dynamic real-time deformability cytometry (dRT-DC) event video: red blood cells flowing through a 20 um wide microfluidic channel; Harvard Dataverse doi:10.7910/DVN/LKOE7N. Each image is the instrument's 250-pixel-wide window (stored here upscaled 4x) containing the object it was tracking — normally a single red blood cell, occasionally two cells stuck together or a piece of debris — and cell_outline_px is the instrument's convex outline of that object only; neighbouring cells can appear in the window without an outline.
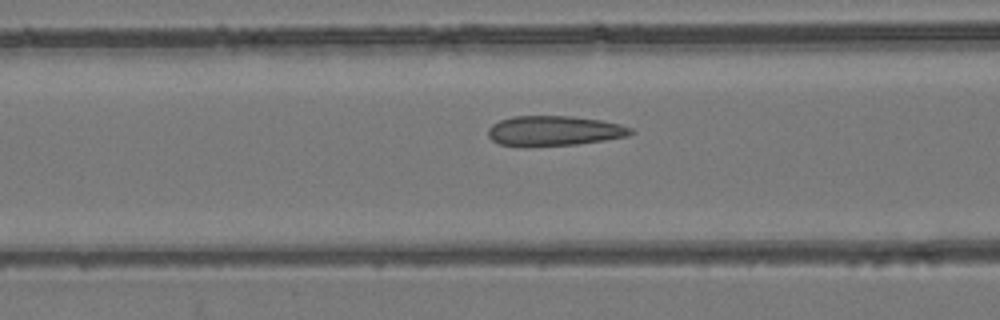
{"species": "common noctule bat (a hibernating species)", "species_latin": "Nyctalus noctula", "temperature_condition": "room temperature", "stored_images_in_passage": 32, "camera_frame_rate_fps": 3000, "um_per_image_px": 0.085, "animal": {"sex": "female", "body_mass_g": 24.6, "forearm_length_mm": 56.2}, "frame": {"image": 1, "passage_image": 10, "time_ms": 3.0, "image_size_px": [1000, 320], "cell_outline_px": [[636, 132], [628, 136], [604, 140], [576, 144], [528, 148], [500, 144], [492, 140], [488, 136], [488, 128], [492, 124], [500, 120], [512, 116], [572, 116], [600, 120], [620, 124], [632, 128]], "centroid_in_image_um": [47.08, 11.14], "position_along_channel_um": 119.5, "area_um2": 25.37}}
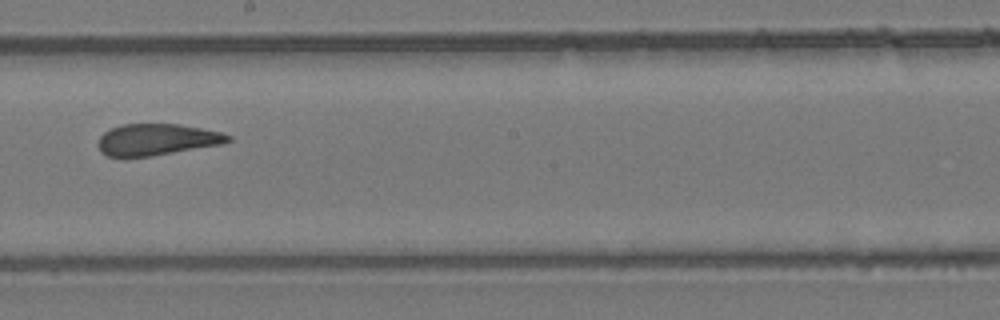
{"frame": {"image": 2, "passage_image": 19, "time_ms": 6.0, "image_size_px": [1000, 320], "cell_outline_px": [[232, 140], [224, 144], [152, 156], [108, 156], [100, 152], [96, 144], [100, 136], [104, 132], [112, 128], [124, 124], [180, 124], [220, 132], [232, 136]], "centroid_in_image_um": [13.34, 11.86], "position_along_channel_um": 234.9, "area_um2": 23.87}}
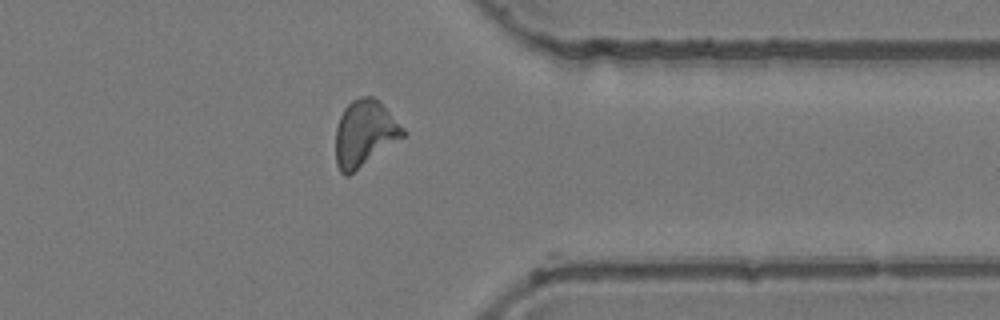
{"frame": {"image": 3, "passage_image": 31, "time_ms": 10.0, "image_size_px": [1000, 320], "cell_outline_px": [[408, 132], [404, 136], [348, 176], [344, 176], [340, 172], [336, 164], [336, 128], [340, 116], [344, 108], [352, 100], [360, 96], [372, 96], [380, 100]], "centroid_in_image_um": [31.0, 11.31], "position_along_channel_um": 380.4, "area_um2": 26.07}}